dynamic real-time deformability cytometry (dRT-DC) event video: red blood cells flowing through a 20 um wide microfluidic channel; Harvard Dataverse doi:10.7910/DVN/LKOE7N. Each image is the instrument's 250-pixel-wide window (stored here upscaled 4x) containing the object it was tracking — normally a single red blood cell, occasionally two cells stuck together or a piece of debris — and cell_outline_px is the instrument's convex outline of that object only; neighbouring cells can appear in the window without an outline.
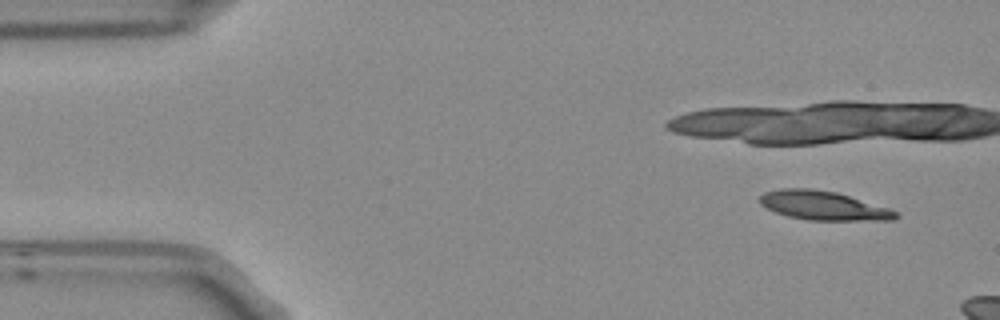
{"species": "Egyptian fruit bat (a non-hibernating species)", "species_latin": "Rousettus aegyptiacus", "temperature_condition": "room temperature", "stored_images_in_passage": 3, "camera_frame_rate_fps": 3000, "um_per_image_px": 0.085, "frame": {"image": 1, "passage_image": 1, "time_ms": 0.0, "image_size_px": [1000, 320], "cell_outline_px": [[900, 216], [892, 220], [808, 220], [788, 216], [776, 212], [760, 204], [760, 196], [764, 192], [780, 188], [812, 188], [836, 192], [888, 208], [896, 212]], "centroid_in_image_um": [69.96, 17.47], "position_along_channel_um": 15.0, "area_um2": 22.77}}